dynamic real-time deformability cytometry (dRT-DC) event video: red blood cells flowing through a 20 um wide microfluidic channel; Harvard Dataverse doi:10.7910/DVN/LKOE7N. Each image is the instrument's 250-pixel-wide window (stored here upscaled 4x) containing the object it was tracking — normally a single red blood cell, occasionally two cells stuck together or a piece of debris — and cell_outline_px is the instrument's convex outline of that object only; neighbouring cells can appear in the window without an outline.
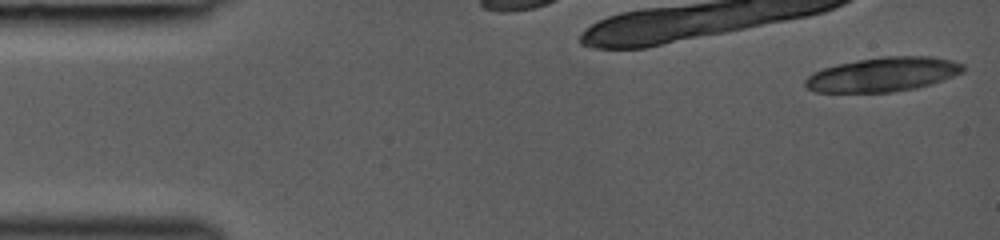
{"species": "common noctule bat (a hibernating species)", "species_latin": "Nyctalus noctula", "temperature_condition": "room temperature", "stored_images_in_passage": 13, "camera_frame_rate_fps": 3000, "um_per_image_px": 0.085, "animal": {"sex": "female", "body_mass_g": 19.0, "forearm_length_mm": 53.3}, "frame": {"image": 1, "passage_image": 1, "time_ms": 0.0, "image_size_px": [1000, 240], "cell_outline_px": [[964, 72], [944, 80], [932, 84], [916, 88], [892, 92], [816, 92], [808, 88], [804, 84], [804, 80], [812, 72], [836, 64], [856, 60], [880, 56], [932, 56], [952, 60], [964, 64]], "centroid_in_image_um": [75.07, 6.32], "position_along_channel_um": 9.9, "area_um2": 31.85}}